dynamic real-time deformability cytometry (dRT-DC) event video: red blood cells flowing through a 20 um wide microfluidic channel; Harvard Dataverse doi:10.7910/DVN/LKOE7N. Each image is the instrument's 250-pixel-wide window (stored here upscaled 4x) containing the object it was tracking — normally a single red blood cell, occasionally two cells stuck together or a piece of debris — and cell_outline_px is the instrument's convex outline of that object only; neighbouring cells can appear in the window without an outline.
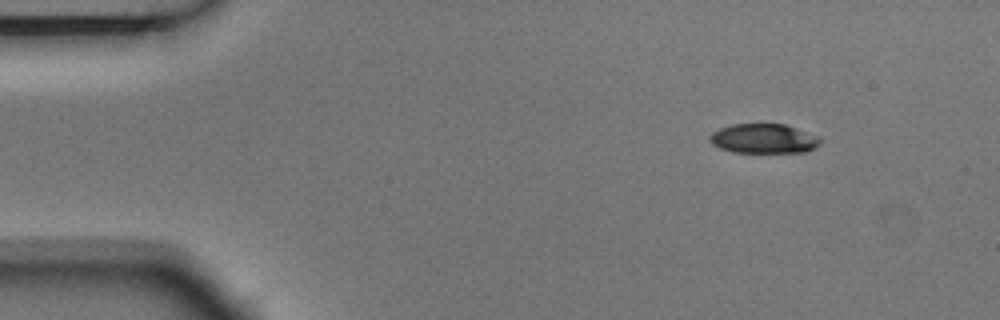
{"species": "Egyptian fruit bat (a non-hibernating species)", "species_latin": "Rousettus aegyptiacus", "temperature_condition": "room temperature", "stored_images_in_passage": 6, "camera_frame_rate_fps": 3000, "um_per_image_px": 0.085, "animal": {"sex": "male"}, "frame": {"image": 1, "passage_image": 1, "time_ms": 0.0, "image_size_px": [1000, 320], "cell_outline_px": [[820, 144], [808, 152], [732, 152], [720, 148], [712, 144], [708, 140], [708, 136], [712, 132], [720, 128], [732, 124], [784, 124], [820, 136]], "centroid_in_image_um": [64.9, 11.78], "position_along_channel_um": 20.1, "area_um2": 19.13}}
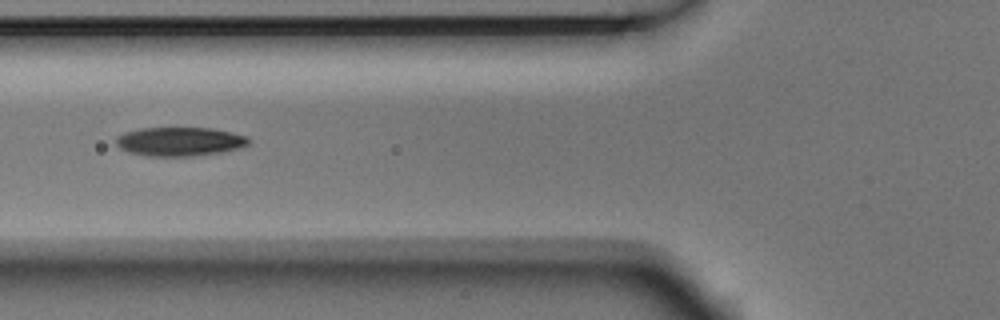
{"frame": {"image": 2, "passage_image": 5, "time_ms": 1.333, "image_size_px": [1000, 320], "cell_outline_px": [[248, 144], [244, 148], [220, 152], [192, 156], [144, 156], [128, 152], [120, 148], [116, 144], [116, 136], [124, 132], [140, 128], [212, 128], [232, 132], [248, 136]], "centroid_in_image_um": [15.27, 12.03], "position_along_channel_um": 110.5, "area_um2": 22.54}}
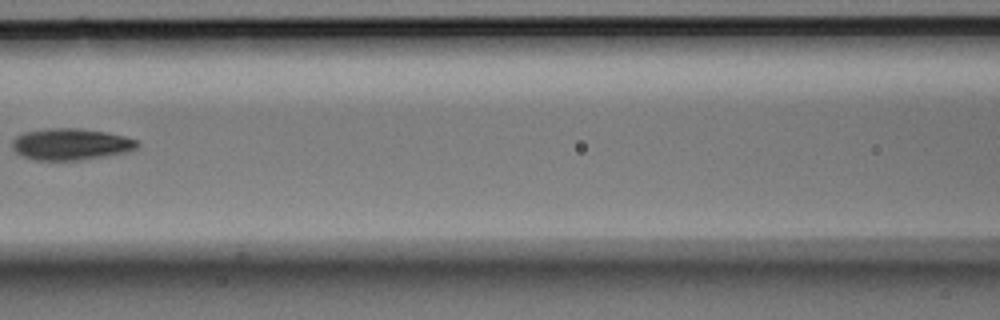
{"frame": {"image": 3, "passage_image": 6, "time_ms": 1.667, "image_size_px": [1000, 320], "cell_outline_px": [[140, 144], [136, 148], [124, 152], [104, 156], [76, 160], [36, 160], [24, 156], [16, 152], [12, 148], [12, 140], [16, 136], [24, 132], [48, 128], [76, 128], [104, 132], [124, 136], [136, 140]], "centroid_in_image_um": [5.98, 12.25], "position_along_channel_um": 160.6, "area_um2": 22.72}}